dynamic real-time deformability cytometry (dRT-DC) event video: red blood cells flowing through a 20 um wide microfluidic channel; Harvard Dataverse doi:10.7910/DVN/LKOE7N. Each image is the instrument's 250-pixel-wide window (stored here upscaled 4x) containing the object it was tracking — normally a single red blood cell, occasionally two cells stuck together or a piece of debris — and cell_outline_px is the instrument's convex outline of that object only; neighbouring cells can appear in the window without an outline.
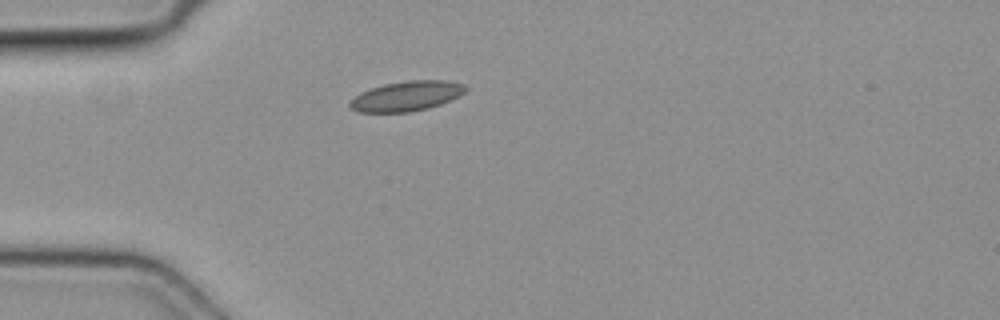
{"species": "common noctule bat (a hibernating species)", "species_latin": "Nyctalus noctula", "temperature_condition": "cold", "stored_images_in_passage": 6, "camera_frame_rate_fps": 3000, "um_per_image_px": 0.085, "animal": {"sex": "female", "body_mass_g": 19.3, "forearm_length_mm": 54.1}, "frame": {"image": 1, "passage_image": 6, "time_ms": 1.667, "image_size_px": [1000, 320], "cell_outline_px": [[468, 88], [460, 96], [440, 104], [428, 108], [408, 112], [356, 112], [348, 104], [348, 100], [360, 92], [384, 84], [408, 80], [448, 80], [464, 84]], "centroid_in_image_um": [34.55, 8.16], "position_along_channel_um": 50.5, "area_um2": 20.29}}